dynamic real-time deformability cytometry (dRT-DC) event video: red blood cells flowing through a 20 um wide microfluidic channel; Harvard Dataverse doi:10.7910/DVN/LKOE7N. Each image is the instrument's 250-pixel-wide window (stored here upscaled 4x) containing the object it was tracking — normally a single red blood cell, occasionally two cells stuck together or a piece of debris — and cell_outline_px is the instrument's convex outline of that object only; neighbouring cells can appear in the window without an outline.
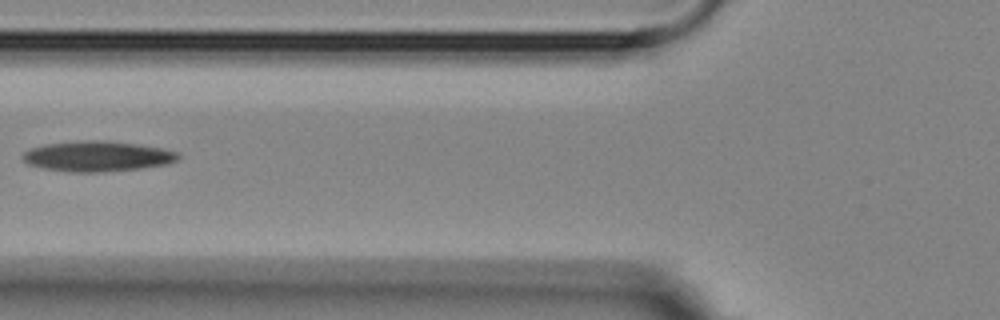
{"species": "Egyptian fruit bat (a non-hibernating species)", "species_latin": "Rousettus aegyptiacus", "temperature_condition": "room temperature", "stored_images_in_passage": 6, "camera_frame_rate_fps": 3000, "um_per_image_px": 0.085, "animal": {"sex": "female"}, "frame": {"image": 1, "passage_image": 5, "time_ms": 4.667, "image_size_px": [1000, 320], "cell_outline_px": [[180, 156], [176, 160], [168, 164], [140, 168], [100, 172], [68, 172], [44, 168], [28, 164], [24, 160], [24, 152], [32, 148], [44, 144], [80, 140], [104, 140], [136, 144], [160, 148], [176, 152]], "centroid_in_image_um": [8.26, 13.28], "position_along_channel_um": 117.5, "area_um2": 27.28}}
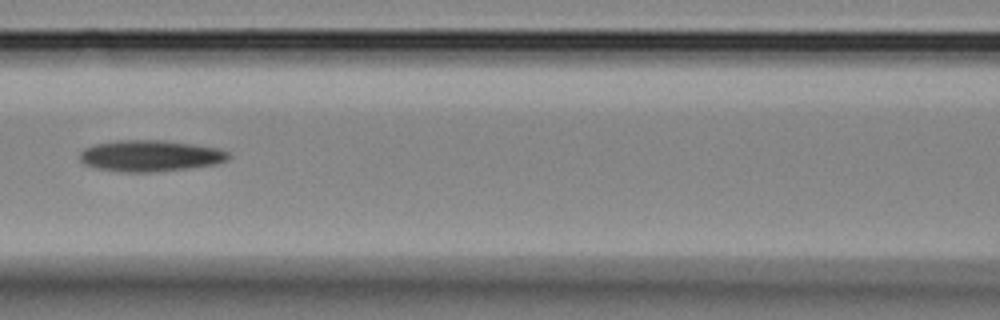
{"frame": {"image": 2, "passage_image": 6, "time_ms": 5.667, "image_size_px": [1000, 320], "cell_outline_px": [[232, 156], [228, 160], [216, 164], [188, 168], [152, 172], [124, 172], [100, 168], [84, 164], [80, 160], [80, 152], [84, 148], [96, 144], [116, 140], [164, 140], [220, 148], [228, 152]], "centroid_in_image_um": [12.81, 13.24], "position_along_channel_um": 153.8, "area_um2": 27.11}}